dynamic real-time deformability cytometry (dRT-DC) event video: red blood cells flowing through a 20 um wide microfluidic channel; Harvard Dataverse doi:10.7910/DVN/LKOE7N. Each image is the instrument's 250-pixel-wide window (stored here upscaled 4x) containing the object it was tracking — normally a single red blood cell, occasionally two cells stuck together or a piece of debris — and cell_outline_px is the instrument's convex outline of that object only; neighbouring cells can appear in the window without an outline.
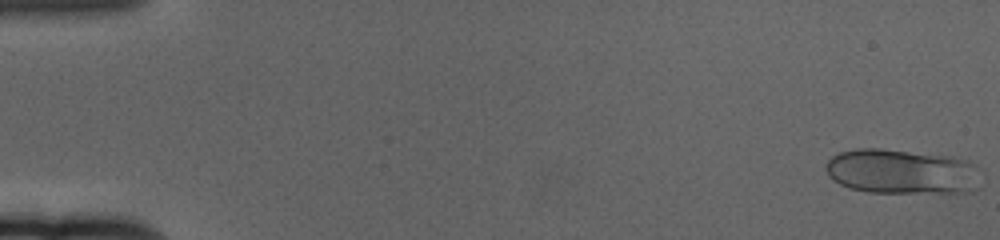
{"species": "human", "species_latin": "Homo sapiens", "temperature_condition": "cold", "stored_images_in_passage": 60, "camera_frame_rate_fps": 3000, "um_per_image_px": 0.085, "donor": {"sex": "female"}, "frame": {"image": 1, "passage_image": 1, "time_ms": 0.0, "image_size_px": [1000, 240], "cell_outline_px": [[968, 164], [964, 192], [868, 192], [848, 188], [832, 180], [828, 176], [824, 168], [824, 164], [832, 156], [840, 152], [856, 148], [880, 148], [952, 156], [968, 160]], "centroid_in_image_um": [76.25, 14.54], "position_along_channel_um": 8.7, "area_um2": 38.67}}
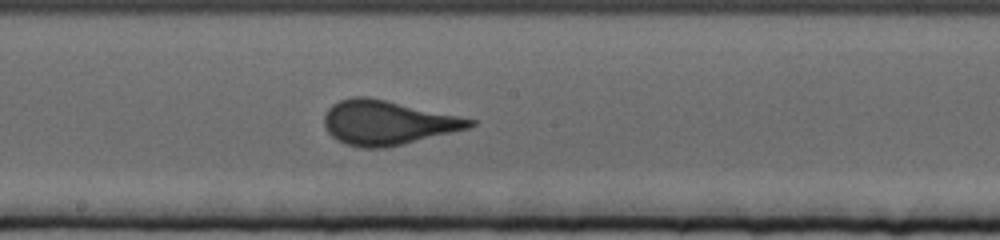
{"frame": {"image": 2, "passage_image": 33, "time_ms": 10.667, "image_size_px": [1000, 240], "cell_outline_px": [[476, 124], [468, 128], [384, 148], [360, 148], [344, 144], [336, 140], [328, 132], [324, 124], [324, 116], [328, 108], [332, 104], [340, 100], [352, 96], [368, 96], [476, 120]], "centroid_in_image_um": [32.86, 10.42], "position_along_channel_um": 215.3, "area_um2": 37.28}}
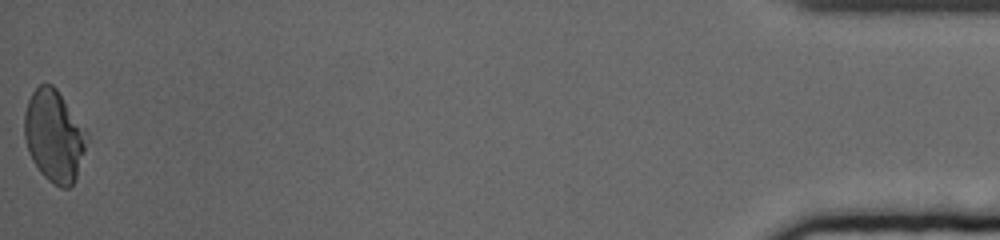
{"frame": {"image": 3, "passage_image": 60, "time_ms": 19.667, "image_size_px": [1000, 240], "cell_outline_px": [[88, 140], [76, 176], [72, 184], [68, 188], [60, 188], [48, 180], [40, 172], [32, 160], [28, 152], [24, 136], [24, 112], [28, 100], [32, 92], [40, 84], [52, 84], [56, 88], [88, 132]], "centroid_in_image_um": [4.59, 11.55], "position_along_channel_um": 430.6, "area_um2": 33.41}, "authors_computed_cell_mechanics": {"area_um2": 35.836, "velocity_mm_per_s": 3.3857, "shape_relaxation_time_tau1_ms": 5.0829, "shape_relaxation_time_tau2_ms": null, "deformation_change_tau1": 0.1468, "deformation_change_tau2": null}}